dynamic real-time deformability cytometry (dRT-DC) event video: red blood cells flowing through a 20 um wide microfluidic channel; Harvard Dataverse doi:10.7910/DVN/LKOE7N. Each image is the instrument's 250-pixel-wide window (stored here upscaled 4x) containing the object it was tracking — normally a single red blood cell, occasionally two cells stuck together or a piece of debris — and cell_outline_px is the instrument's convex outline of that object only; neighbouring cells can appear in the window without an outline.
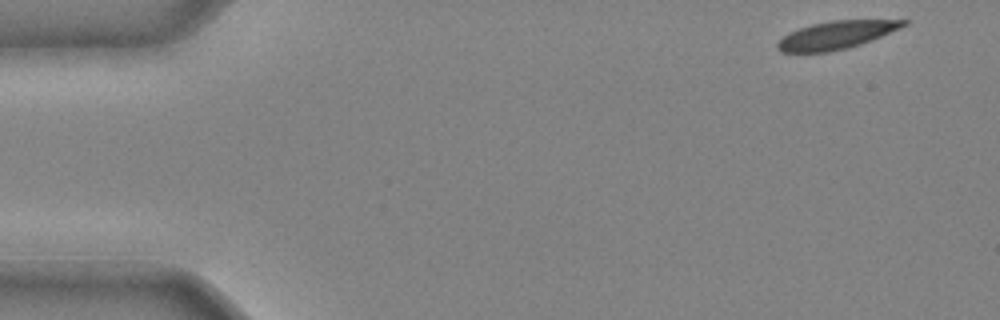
{"species": "common noctule bat (a hibernating species)", "species_latin": "Nyctalus noctula", "temperature_condition": "cold", "stored_images_in_passage": 37, "camera_frame_rate_fps": 3000, "um_per_image_px": 0.085, "animal": {"sex": "male", "body_mass_g": 20.4}, "frame": {"image": 1, "passage_image": 1, "time_ms": 0.0, "image_size_px": [1000, 320], "cell_outline_px": [[908, 24], [900, 28], [860, 44], [828, 52], [780, 52], [776, 48], [776, 44], [788, 32], [812, 24], [832, 20], [908, 20]], "centroid_in_image_um": [71.04, 2.97], "position_along_channel_um": 14.0, "area_um2": 20.17}}
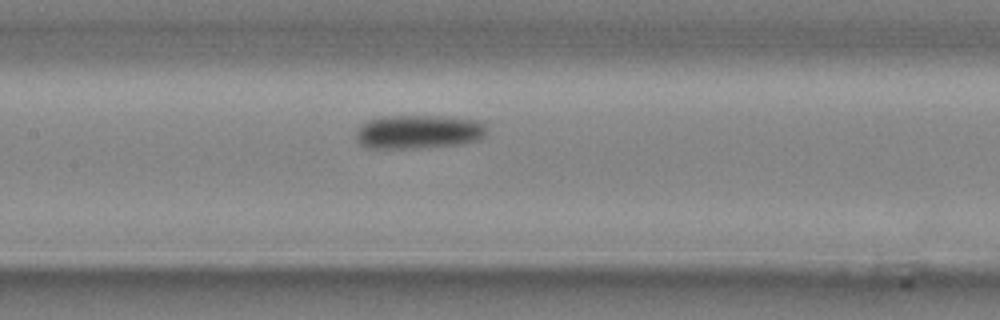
{"frame": {"image": 2, "passage_image": 19, "time_ms": 6.0, "image_size_px": [1000, 320], "cell_outline_px": [[488, 132], [484, 136], [476, 140], [460, 144], [412, 148], [364, 148], [356, 140], [356, 132], [368, 120], [380, 116], [444, 116], [484, 120]], "centroid_in_image_um": [35.62, 11.19], "position_along_channel_um": 171.8, "area_um2": 26.01}}
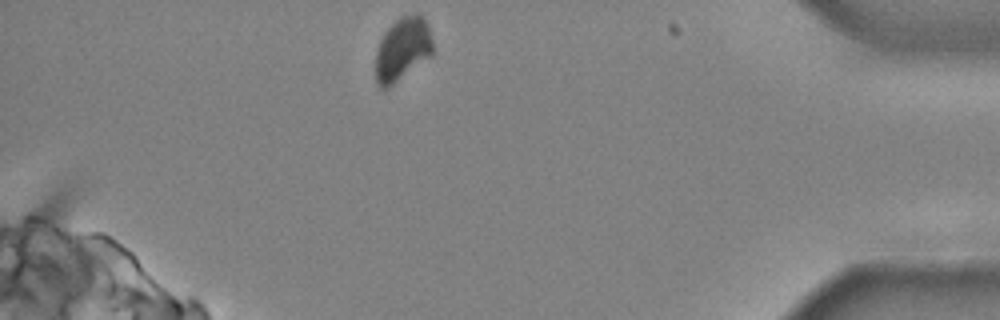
{"frame": {"image": 3, "passage_image": 37, "time_ms": 12.0, "image_size_px": [1000, 320], "cell_outline_px": [[432, 56], [388, 88], [380, 88], [376, 84], [376, 52], [380, 40], [384, 32], [400, 16], [416, 12], [420, 12], [428, 24], [432, 40]], "centroid_in_image_um": [34.22, 4.16], "position_along_channel_um": 401.0, "area_um2": 21.39}}